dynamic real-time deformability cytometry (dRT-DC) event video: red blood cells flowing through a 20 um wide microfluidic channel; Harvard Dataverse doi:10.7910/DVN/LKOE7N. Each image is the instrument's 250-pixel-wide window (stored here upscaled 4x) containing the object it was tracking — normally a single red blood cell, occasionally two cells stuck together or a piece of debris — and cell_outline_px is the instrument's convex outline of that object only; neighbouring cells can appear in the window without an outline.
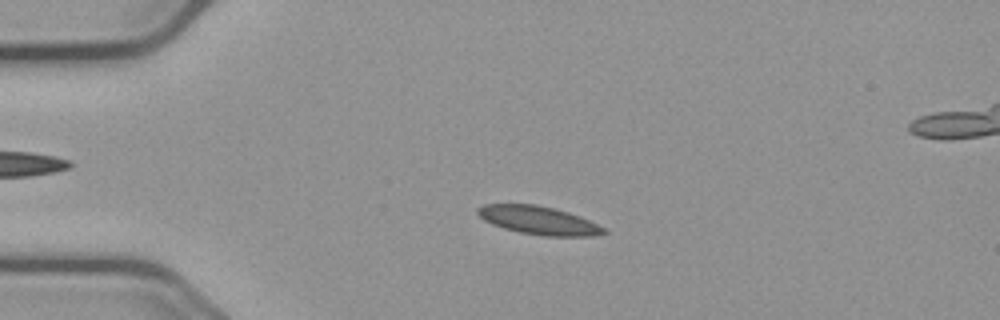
{"species": "common noctule bat (a hibernating species)", "species_latin": "Nyctalus noctula", "temperature_condition": "cold", "stored_images_in_passage": 57, "segment_of_instrument_passage": [1, 2], "camera_frame_rate_fps": 3000, "um_per_image_px": 0.085, "animal": {"sex": "male", "body_mass_g": 23.1, "forearm_length_mm": 52.7}, "frame": {"image": 1, "passage_image": 13, "time_ms": 4.0, "image_size_px": [1000, 320], "cell_outline_px": [[608, 232], [592, 236], [540, 236], [520, 232], [504, 228], [492, 224], [484, 220], [476, 212], [476, 208], [484, 204], [536, 204], [556, 208], [580, 216], [604, 228]], "centroid_in_image_um": [45.76, 18.72], "position_along_channel_um": 39.2, "area_um2": 20.81}}
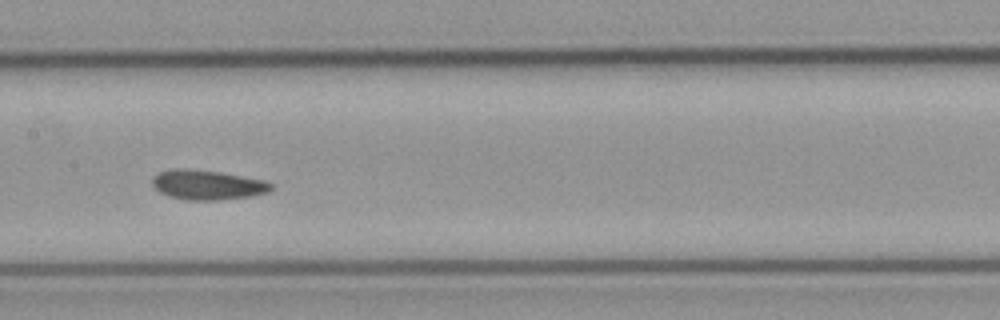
{"frame": {"image": 2, "passage_image": 28, "time_ms": 9.0, "image_size_px": [1000, 320], "cell_outline_px": [[272, 188], [268, 192], [252, 196], [220, 200], [184, 200], [168, 196], [160, 192], [152, 184], [152, 176], [160, 172], [172, 168], [184, 168], [220, 172], [264, 180], [272, 184]], "centroid_in_image_um": [17.61, 15.71], "position_along_channel_um": 189.8, "area_um2": 20.63}}
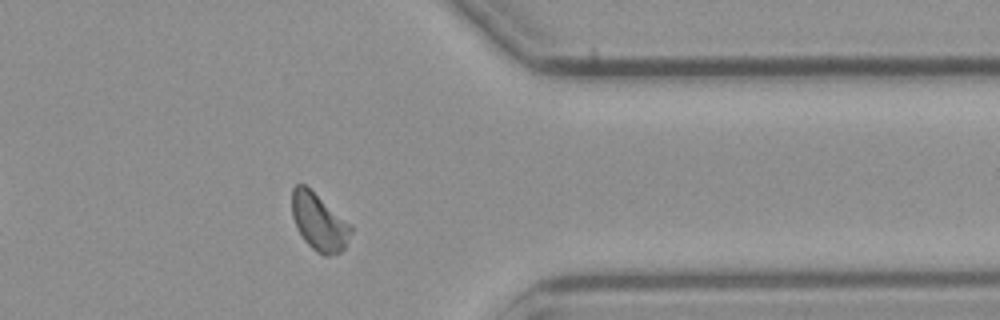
{"frame": {"image": 3, "passage_image": 45, "time_ms": 14.667, "image_size_px": [1000, 320], "cell_outline_px": [[352, 232], [344, 248], [340, 252], [328, 256], [324, 256], [316, 252], [304, 240], [296, 228], [292, 216], [292, 188], [296, 184], [304, 184], [352, 224]], "centroid_in_image_um": [27.12, 18.88], "position_along_channel_um": 384.3, "area_um2": 19.71}}